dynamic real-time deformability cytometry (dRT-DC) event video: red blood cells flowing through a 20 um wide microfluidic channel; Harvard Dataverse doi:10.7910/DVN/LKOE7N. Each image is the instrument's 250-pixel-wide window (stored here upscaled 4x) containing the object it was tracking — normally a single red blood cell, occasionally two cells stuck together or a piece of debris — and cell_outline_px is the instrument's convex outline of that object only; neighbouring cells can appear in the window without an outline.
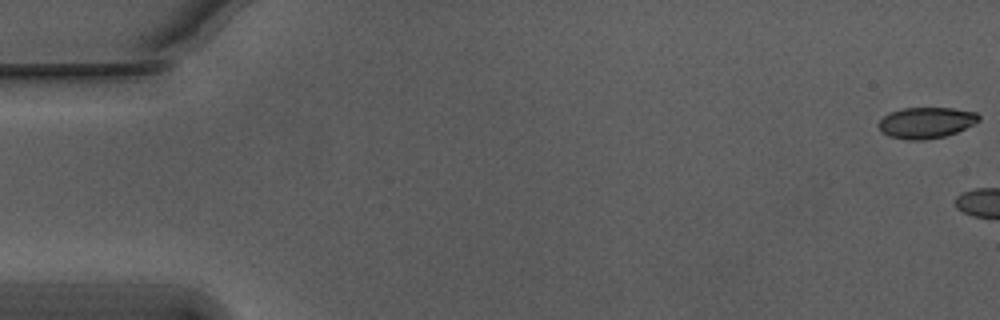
{"species": "Egyptian fruit bat (a non-hibernating species)", "species_latin": "Rousettus aegyptiacus", "temperature_condition": "warm", "stored_images_in_passage": 4, "camera_frame_rate_fps": 3000, "um_per_image_px": 0.085, "animal": {"sex": "male"}, "frame": {"image": 1, "passage_image": 1, "time_ms": 0.0, "image_size_px": [1000, 320], "cell_outline_px": [[980, 120], [956, 132], [944, 136], [924, 140], [908, 140], [888, 136], [880, 132], [876, 124], [884, 116], [900, 108], [952, 108], [976, 112], [980, 116]], "centroid_in_image_um": [78.67, 10.43], "position_along_channel_um": 6.3, "area_um2": 18.15}}